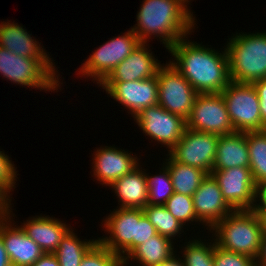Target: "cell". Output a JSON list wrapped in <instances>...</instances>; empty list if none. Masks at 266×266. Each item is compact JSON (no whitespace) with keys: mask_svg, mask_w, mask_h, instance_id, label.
<instances>
[{"mask_svg":"<svg viewBox=\"0 0 266 266\" xmlns=\"http://www.w3.org/2000/svg\"><path fill=\"white\" fill-rule=\"evenodd\" d=\"M140 43L132 29L121 36L113 37L89 55L77 75L81 73V76L92 77L100 85Z\"/></svg>","mask_w":266,"mask_h":266,"instance_id":"obj_6","label":"cell"},{"mask_svg":"<svg viewBox=\"0 0 266 266\" xmlns=\"http://www.w3.org/2000/svg\"><path fill=\"white\" fill-rule=\"evenodd\" d=\"M186 38L168 49L174 57L169 62L198 94L221 93L231 82L226 49L221 53Z\"/></svg>","mask_w":266,"mask_h":266,"instance_id":"obj_1","label":"cell"},{"mask_svg":"<svg viewBox=\"0 0 266 266\" xmlns=\"http://www.w3.org/2000/svg\"><path fill=\"white\" fill-rule=\"evenodd\" d=\"M225 46L229 76L237 83L266 78V32L236 33Z\"/></svg>","mask_w":266,"mask_h":266,"instance_id":"obj_3","label":"cell"},{"mask_svg":"<svg viewBox=\"0 0 266 266\" xmlns=\"http://www.w3.org/2000/svg\"><path fill=\"white\" fill-rule=\"evenodd\" d=\"M260 102L261 131L266 129V78L252 82Z\"/></svg>","mask_w":266,"mask_h":266,"instance_id":"obj_35","label":"cell"},{"mask_svg":"<svg viewBox=\"0 0 266 266\" xmlns=\"http://www.w3.org/2000/svg\"><path fill=\"white\" fill-rule=\"evenodd\" d=\"M234 167L249 168V152L245 132L235 131L218 137L212 170H226Z\"/></svg>","mask_w":266,"mask_h":266,"instance_id":"obj_22","label":"cell"},{"mask_svg":"<svg viewBox=\"0 0 266 266\" xmlns=\"http://www.w3.org/2000/svg\"><path fill=\"white\" fill-rule=\"evenodd\" d=\"M245 135L249 152V168L258 187L266 182V129L248 131Z\"/></svg>","mask_w":266,"mask_h":266,"instance_id":"obj_25","label":"cell"},{"mask_svg":"<svg viewBox=\"0 0 266 266\" xmlns=\"http://www.w3.org/2000/svg\"><path fill=\"white\" fill-rule=\"evenodd\" d=\"M221 94L234 131H261L260 102L252 83L231 81Z\"/></svg>","mask_w":266,"mask_h":266,"instance_id":"obj_7","label":"cell"},{"mask_svg":"<svg viewBox=\"0 0 266 266\" xmlns=\"http://www.w3.org/2000/svg\"><path fill=\"white\" fill-rule=\"evenodd\" d=\"M0 266H12L0 235Z\"/></svg>","mask_w":266,"mask_h":266,"instance_id":"obj_40","label":"cell"},{"mask_svg":"<svg viewBox=\"0 0 266 266\" xmlns=\"http://www.w3.org/2000/svg\"><path fill=\"white\" fill-rule=\"evenodd\" d=\"M98 239L81 241L70 229L53 253L60 266H80L81 260Z\"/></svg>","mask_w":266,"mask_h":266,"instance_id":"obj_26","label":"cell"},{"mask_svg":"<svg viewBox=\"0 0 266 266\" xmlns=\"http://www.w3.org/2000/svg\"><path fill=\"white\" fill-rule=\"evenodd\" d=\"M213 264L214 266H256L254 258L222 249L216 244Z\"/></svg>","mask_w":266,"mask_h":266,"instance_id":"obj_32","label":"cell"},{"mask_svg":"<svg viewBox=\"0 0 266 266\" xmlns=\"http://www.w3.org/2000/svg\"><path fill=\"white\" fill-rule=\"evenodd\" d=\"M0 74L17 85L40 88V91L43 89L49 92L57 91L61 86L59 84H62L58 78L60 74H57L43 59L19 56L1 46Z\"/></svg>","mask_w":266,"mask_h":266,"instance_id":"obj_5","label":"cell"},{"mask_svg":"<svg viewBox=\"0 0 266 266\" xmlns=\"http://www.w3.org/2000/svg\"><path fill=\"white\" fill-rule=\"evenodd\" d=\"M212 230V231H211ZM210 231L222 249L256 258L262 238L259 218L253 209L233 210Z\"/></svg>","mask_w":266,"mask_h":266,"instance_id":"obj_4","label":"cell"},{"mask_svg":"<svg viewBox=\"0 0 266 266\" xmlns=\"http://www.w3.org/2000/svg\"><path fill=\"white\" fill-rule=\"evenodd\" d=\"M173 240L155 235L150 240L137 246L124 260L123 266L129 264V260H135L140 266H157L163 261L169 259L176 253L174 251Z\"/></svg>","mask_w":266,"mask_h":266,"instance_id":"obj_23","label":"cell"},{"mask_svg":"<svg viewBox=\"0 0 266 266\" xmlns=\"http://www.w3.org/2000/svg\"><path fill=\"white\" fill-rule=\"evenodd\" d=\"M142 2L136 15L137 24L131 28L141 42L147 43L155 35L168 50L195 28V17L184 0Z\"/></svg>","mask_w":266,"mask_h":266,"instance_id":"obj_2","label":"cell"},{"mask_svg":"<svg viewBox=\"0 0 266 266\" xmlns=\"http://www.w3.org/2000/svg\"><path fill=\"white\" fill-rule=\"evenodd\" d=\"M140 164L109 187L115 192L120 208L143 209L148 203L146 170ZM144 170V171H142Z\"/></svg>","mask_w":266,"mask_h":266,"instance_id":"obj_21","label":"cell"},{"mask_svg":"<svg viewBox=\"0 0 266 266\" xmlns=\"http://www.w3.org/2000/svg\"><path fill=\"white\" fill-rule=\"evenodd\" d=\"M257 200L259 204L256 203L254 209H266V182L257 187Z\"/></svg>","mask_w":266,"mask_h":266,"instance_id":"obj_39","label":"cell"},{"mask_svg":"<svg viewBox=\"0 0 266 266\" xmlns=\"http://www.w3.org/2000/svg\"><path fill=\"white\" fill-rule=\"evenodd\" d=\"M133 118L145 135L167 146L168 151L181 139L186 128L185 119L159 104L142 109Z\"/></svg>","mask_w":266,"mask_h":266,"instance_id":"obj_12","label":"cell"},{"mask_svg":"<svg viewBox=\"0 0 266 266\" xmlns=\"http://www.w3.org/2000/svg\"><path fill=\"white\" fill-rule=\"evenodd\" d=\"M25 222L20 227L47 254H53L56 251L63 237L71 229L61 220L45 215L32 217Z\"/></svg>","mask_w":266,"mask_h":266,"instance_id":"obj_20","label":"cell"},{"mask_svg":"<svg viewBox=\"0 0 266 266\" xmlns=\"http://www.w3.org/2000/svg\"><path fill=\"white\" fill-rule=\"evenodd\" d=\"M260 221L262 234H266V209H253Z\"/></svg>","mask_w":266,"mask_h":266,"instance_id":"obj_42","label":"cell"},{"mask_svg":"<svg viewBox=\"0 0 266 266\" xmlns=\"http://www.w3.org/2000/svg\"><path fill=\"white\" fill-rule=\"evenodd\" d=\"M192 198L197 219L205 224L207 230L233 211L223 198L219 184L212 174L203 179Z\"/></svg>","mask_w":266,"mask_h":266,"instance_id":"obj_15","label":"cell"},{"mask_svg":"<svg viewBox=\"0 0 266 266\" xmlns=\"http://www.w3.org/2000/svg\"><path fill=\"white\" fill-rule=\"evenodd\" d=\"M190 1H191V0H184V2H185L186 4L188 3V5H189Z\"/></svg>","mask_w":266,"mask_h":266,"instance_id":"obj_43","label":"cell"},{"mask_svg":"<svg viewBox=\"0 0 266 266\" xmlns=\"http://www.w3.org/2000/svg\"><path fill=\"white\" fill-rule=\"evenodd\" d=\"M80 266H123V260L97 241L84 255Z\"/></svg>","mask_w":266,"mask_h":266,"instance_id":"obj_31","label":"cell"},{"mask_svg":"<svg viewBox=\"0 0 266 266\" xmlns=\"http://www.w3.org/2000/svg\"><path fill=\"white\" fill-rule=\"evenodd\" d=\"M200 239L189 240L184 247L183 262L185 266H214L215 241L202 242ZM212 243V244H211Z\"/></svg>","mask_w":266,"mask_h":266,"instance_id":"obj_29","label":"cell"},{"mask_svg":"<svg viewBox=\"0 0 266 266\" xmlns=\"http://www.w3.org/2000/svg\"><path fill=\"white\" fill-rule=\"evenodd\" d=\"M217 134L188 129L184 130L181 139L168 151L174 161L199 168L211 174L216 157Z\"/></svg>","mask_w":266,"mask_h":266,"instance_id":"obj_11","label":"cell"},{"mask_svg":"<svg viewBox=\"0 0 266 266\" xmlns=\"http://www.w3.org/2000/svg\"><path fill=\"white\" fill-rule=\"evenodd\" d=\"M256 266H266V234L262 235L259 252L255 258Z\"/></svg>","mask_w":266,"mask_h":266,"instance_id":"obj_37","label":"cell"},{"mask_svg":"<svg viewBox=\"0 0 266 266\" xmlns=\"http://www.w3.org/2000/svg\"><path fill=\"white\" fill-rule=\"evenodd\" d=\"M148 45L141 42L103 82H129L157 76L162 64L150 52L151 50H148Z\"/></svg>","mask_w":266,"mask_h":266,"instance_id":"obj_18","label":"cell"},{"mask_svg":"<svg viewBox=\"0 0 266 266\" xmlns=\"http://www.w3.org/2000/svg\"><path fill=\"white\" fill-rule=\"evenodd\" d=\"M186 127L219 136L235 132L221 93L198 94Z\"/></svg>","mask_w":266,"mask_h":266,"instance_id":"obj_10","label":"cell"},{"mask_svg":"<svg viewBox=\"0 0 266 266\" xmlns=\"http://www.w3.org/2000/svg\"><path fill=\"white\" fill-rule=\"evenodd\" d=\"M11 217L10 213L6 218L0 219V235L10 263L12 266H31L45 253L20 226H16L14 222L12 224Z\"/></svg>","mask_w":266,"mask_h":266,"instance_id":"obj_16","label":"cell"},{"mask_svg":"<svg viewBox=\"0 0 266 266\" xmlns=\"http://www.w3.org/2000/svg\"><path fill=\"white\" fill-rule=\"evenodd\" d=\"M177 254L171 256L169 259L163 261L161 264L157 266H185L183 259H180V257L176 256Z\"/></svg>","mask_w":266,"mask_h":266,"instance_id":"obj_41","label":"cell"},{"mask_svg":"<svg viewBox=\"0 0 266 266\" xmlns=\"http://www.w3.org/2000/svg\"><path fill=\"white\" fill-rule=\"evenodd\" d=\"M157 79L158 104L187 120L198 95L196 90L170 62L160 67Z\"/></svg>","mask_w":266,"mask_h":266,"instance_id":"obj_8","label":"cell"},{"mask_svg":"<svg viewBox=\"0 0 266 266\" xmlns=\"http://www.w3.org/2000/svg\"><path fill=\"white\" fill-rule=\"evenodd\" d=\"M9 194L2 186H0V219L6 218L12 213L11 207V199Z\"/></svg>","mask_w":266,"mask_h":266,"instance_id":"obj_36","label":"cell"},{"mask_svg":"<svg viewBox=\"0 0 266 266\" xmlns=\"http://www.w3.org/2000/svg\"><path fill=\"white\" fill-rule=\"evenodd\" d=\"M145 216L155 227L157 234L174 240L175 236L182 234L183 226L164 205H147L143 208Z\"/></svg>","mask_w":266,"mask_h":266,"instance_id":"obj_27","label":"cell"},{"mask_svg":"<svg viewBox=\"0 0 266 266\" xmlns=\"http://www.w3.org/2000/svg\"><path fill=\"white\" fill-rule=\"evenodd\" d=\"M99 86L119 104L126 106L133 117L142 109L158 104L157 76L129 82H102Z\"/></svg>","mask_w":266,"mask_h":266,"instance_id":"obj_14","label":"cell"},{"mask_svg":"<svg viewBox=\"0 0 266 266\" xmlns=\"http://www.w3.org/2000/svg\"><path fill=\"white\" fill-rule=\"evenodd\" d=\"M15 164L11 162L9 156L0 151V186H2L9 194L15 189V181H17V171Z\"/></svg>","mask_w":266,"mask_h":266,"instance_id":"obj_33","label":"cell"},{"mask_svg":"<svg viewBox=\"0 0 266 266\" xmlns=\"http://www.w3.org/2000/svg\"><path fill=\"white\" fill-rule=\"evenodd\" d=\"M161 170L160 174L151 177L149 174H146L148 188L147 205H164L174 193L168 168L163 165Z\"/></svg>","mask_w":266,"mask_h":266,"instance_id":"obj_28","label":"cell"},{"mask_svg":"<svg viewBox=\"0 0 266 266\" xmlns=\"http://www.w3.org/2000/svg\"><path fill=\"white\" fill-rule=\"evenodd\" d=\"M223 198L233 210L254 209L257 201V186L250 168L234 167L226 170H212Z\"/></svg>","mask_w":266,"mask_h":266,"instance_id":"obj_13","label":"cell"},{"mask_svg":"<svg viewBox=\"0 0 266 266\" xmlns=\"http://www.w3.org/2000/svg\"><path fill=\"white\" fill-rule=\"evenodd\" d=\"M93 154V175L104 186H110L139 165L137 156L114 146L98 148Z\"/></svg>","mask_w":266,"mask_h":266,"instance_id":"obj_17","label":"cell"},{"mask_svg":"<svg viewBox=\"0 0 266 266\" xmlns=\"http://www.w3.org/2000/svg\"><path fill=\"white\" fill-rule=\"evenodd\" d=\"M32 34L17 23L1 22L0 24V46L16 55L27 57L30 59H43L56 73L53 59L50 58L47 52L42 48ZM35 39V40H34ZM52 59V60H51Z\"/></svg>","mask_w":266,"mask_h":266,"instance_id":"obj_19","label":"cell"},{"mask_svg":"<svg viewBox=\"0 0 266 266\" xmlns=\"http://www.w3.org/2000/svg\"><path fill=\"white\" fill-rule=\"evenodd\" d=\"M143 215V209H114L102 221L110 236L98 241L124 260L137 247V223Z\"/></svg>","mask_w":266,"mask_h":266,"instance_id":"obj_9","label":"cell"},{"mask_svg":"<svg viewBox=\"0 0 266 266\" xmlns=\"http://www.w3.org/2000/svg\"><path fill=\"white\" fill-rule=\"evenodd\" d=\"M164 206L182 225L198 222L191 196L174 192Z\"/></svg>","mask_w":266,"mask_h":266,"instance_id":"obj_30","label":"cell"},{"mask_svg":"<svg viewBox=\"0 0 266 266\" xmlns=\"http://www.w3.org/2000/svg\"><path fill=\"white\" fill-rule=\"evenodd\" d=\"M167 158L163 164L170 172L174 192L192 197L208 174L199 168L174 161L170 156Z\"/></svg>","mask_w":266,"mask_h":266,"instance_id":"obj_24","label":"cell"},{"mask_svg":"<svg viewBox=\"0 0 266 266\" xmlns=\"http://www.w3.org/2000/svg\"><path fill=\"white\" fill-rule=\"evenodd\" d=\"M155 235H157L155 227L144 214L140 218L139 223H137V246L150 240V238Z\"/></svg>","mask_w":266,"mask_h":266,"instance_id":"obj_34","label":"cell"},{"mask_svg":"<svg viewBox=\"0 0 266 266\" xmlns=\"http://www.w3.org/2000/svg\"><path fill=\"white\" fill-rule=\"evenodd\" d=\"M31 266H60L54 254L45 253L36 263Z\"/></svg>","mask_w":266,"mask_h":266,"instance_id":"obj_38","label":"cell"}]
</instances>
